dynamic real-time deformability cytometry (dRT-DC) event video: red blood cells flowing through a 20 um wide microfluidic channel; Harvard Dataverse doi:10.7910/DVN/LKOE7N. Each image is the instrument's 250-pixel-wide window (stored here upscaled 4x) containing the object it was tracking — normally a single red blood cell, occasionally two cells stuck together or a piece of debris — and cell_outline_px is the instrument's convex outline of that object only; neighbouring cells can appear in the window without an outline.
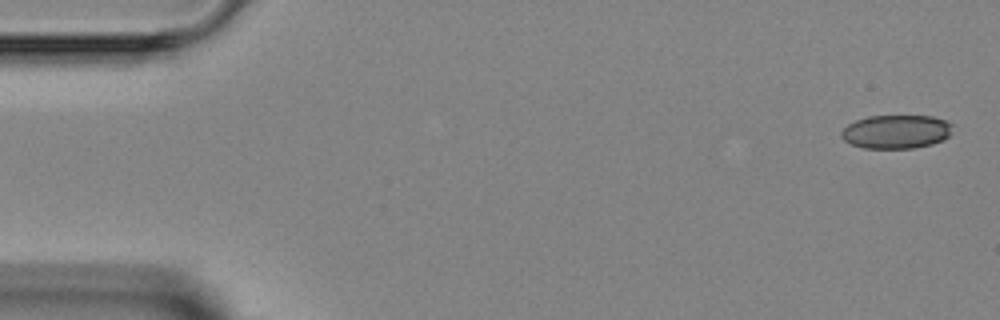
{"species": "Egyptian fruit bat (a non-hibernating species)", "species_latin": "Rousettus aegyptiacus", "temperature_condition": "room temperature", "stored_images_in_passage": 3, "camera_frame_rate_fps": 3000, "um_per_image_px": 0.085, "animal": {"sex": "female"}, "frame": {"image": 1, "passage_image": 1, "time_ms": 0.0, "image_size_px": [1000, 320], "cell_outline_px": [[952, 124], [948, 136], [944, 140], [932, 144], [912, 148], [864, 148], [852, 144], [844, 140], [840, 136], [840, 132], [848, 124], [856, 120], [868, 116], [932, 116], [944, 120]], "centroid_in_image_um": [76.15, 11.19], "position_along_channel_um": 8.8, "area_um2": 21.73}}